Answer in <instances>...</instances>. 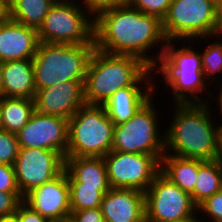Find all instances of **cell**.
Wrapping results in <instances>:
<instances>
[{"label":"cell","instance_id":"cell-1","mask_svg":"<svg viewBox=\"0 0 222 222\" xmlns=\"http://www.w3.org/2000/svg\"><path fill=\"white\" fill-rule=\"evenodd\" d=\"M166 42L162 21L127 3L103 10L94 17L95 48L113 55L138 58L153 71ZM153 47L160 49L156 56L150 54Z\"/></svg>","mask_w":222,"mask_h":222},{"label":"cell","instance_id":"cell-2","mask_svg":"<svg viewBox=\"0 0 222 222\" xmlns=\"http://www.w3.org/2000/svg\"><path fill=\"white\" fill-rule=\"evenodd\" d=\"M173 106V119L164 130L165 153L203 161L216 160L222 131L212 119L211 106L208 103H174Z\"/></svg>","mask_w":222,"mask_h":222},{"label":"cell","instance_id":"cell-3","mask_svg":"<svg viewBox=\"0 0 222 222\" xmlns=\"http://www.w3.org/2000/svg\"><path fill=\"white\" fill-rule=\"evenodd\" d=\"M152 75L154 71L138 58L95 48L86 70V104L102 105L116 91L126 87L155 86Z\"/></svg>","mask_w":222,"mask_h":222},{"label":"cell","instance_id":"cell-4","mask_svg":"<svg viewBox=\"0 0 222 222\" xmlns=\"http://www.w3.org/2000/svg\"><path fill=\"white\" fill-rule=\"evenodd\" d=\"M174 42H166L154 74L161 73V81L163 84L165 82L167 89L169 88L175 104L208 103L207 97L205 100L199 97V94L203 96L207 93L210 96L212 93L208 89L211 85L207 83L203 74L200 51L192 47L190 40L181 48L175 47L177 45ZM202 92L205 93L201 94Z\"/></svg>","mask_w":222,"mask_h":222},{"label":"cell","instance_id":"cell-5","mask_svg":"<svg viewBox=\"0 0 222 222\" xmlns=\"http://www.w3.org/2000/svg\"><path fill=\"white\" fill-rule=\"evenodd\" d=\"M95 44L40 42L33 58L36 91L60 82L85 80Z\"/></svg>","mask_w":222,"mask_h":222},{"label":"cell","instance_id":"cell-6","mask_svg":"<svg viewBox=\"0 0 222 222\" xmlns=\"http://www.w3.org/2000/svg\"><path fill=\"white\" fill-rule=\"evenodd\" d=\"M162 28L167 41L175 43L211 40L221 32L219 5L213 0H172Z\"/></svg>","mask_w":222,"mask_h":222},{"label":"cell","instance_id":"cell-7","mask_svg":"<svg viewBox=\"0 0 222 222\" xmlns=\"http://www.w3.org/2000/svg\"><path fill=\"white\" fill-rule=\"evenodd\" d=\"M113 134L104 106L85 104L69 119L65 157H104L112 150Z\"/></svg>","mask_w":222,"mask_h":222},{"label":"cell","instance_id":"cell-8","mask_svg":"<svg viewBox=\"0 0 222 222\" xmlns=\"http://www.w3.org/2000/svg\"><path fill=\"white\" fill-rule=\"evenodd\" d=\"M37 32L43 43L95 44L94 16L79 0H56Z\"/></svg>","mask_w":222,"mask_h":222},{"label":"cell","instance_id":"cell-9","mask_svg":"<svg viewBox=\"0 0 222 222\" xmlns=\"http://www.w3.org/2000/svg\"><path fill=\"white\" fill-rule=\"evenodd\" d=\"M153 99L128 121L114 125L113 151L152 155L160 162L165 154V131H160L162 119L158 120L160 114Z\"/></svg>","mask_w":222,"mask_h":222},{"label":"cell","instance_id":"cell-10","mask_svg":"<svg viewBox=\"0 0 222 222\" xmlns=\"http://www.w3.org/2000/svg\"><path fill=\"white\" fill-rule=\"evenodd\" d=\"M145 208L146 222H185L199 217L191 195L160 172L145 191Z\"/></svg>","mask_w":222,"mask_h":222},{"label":"cell","instance_id":"cell-11","mask_svg":"<svg viewBox=\"0 0 222 222\" xmlns=\"http://www.w3.org/2000/svg\"><path fill=\"white\" fill-rule=\"evenodd\" d=\"M103 159L110 188L145 192L160 172V162L152 155L111 150Z\"/></svg>","mask_w":222,"mask_h":222},{"label":"cell","instance_id":"cell-12","mask_svg":"<svg viewBox=\"0 0 222 222\" xmlns=\"http://www.w3.org/2000/svg\"><path fill=\"white\" fill-rule=\"evenodd\" d=\"M13 166L18 188L24 197L60 174L65 169V157L55 150L20 148Z\"/></svg>","mask_w":222,"mask_h":222},{"label":"cell","instance_id":"cell-13","mask_svg":"<svg viewBox=\"0 0 222 222\" xmlns=\"http://www.w3.org/2000/svg\"><path fill=\"white\" fill-rule=\"evenodd\" d=\"M69 120L34 111L17 133L20 148L55 150L66 156Z\"/></svg>","mask_w":222,"mask_h":222},{"label":"cell","instance_id":"cell-14","mask_svg":"<svg viewBox=\"0 0 222 222\" xmlns=\"http://www.w3.org/2000/svg\"><path fill=\"white\" fill-rule=\"evenodd\" d=\"M85 80L57 83L36 91L35 110L52 116L70 119L85 101Z\"/></svg>","mask_w":222,"mask_h":222},{"label":"cell","instance_id":"cell-15","mask_svg":"<svg viewBox=\"0 0 222 222\" xmlns=\"http://www.w3.org/2000/svg\"><path fill=\"white\" fill-rule=\"evenodd\" d=\"M23 201L49 221L70 215L72 211L66 169L32 189L24 196Z\"/></svg>","mask_w":222,"mask_h":222},{"label":"cell","instance_id":"cell-16","mask_svg":"<svg viewBox=\"0 0 222 222\" xmlns=\"http://www.w3.org/2000/svg\"><path fill=\"white\" fill-rule=\"evenodd\" d=\"M105 222H146L145 192L111 188L100 206Z\"/></svg>","mask_w":222,"mask_h":222},{"label":"cell","instance_id":"cell-17","mask_svg":"<svg viewBox=\"0 0 222 222\" xmlns=\"http://www.w3.org/2000/svg\"><path fill=\"white\" fill-rule=\"evenodd\" d=\"M39 43L36 29L9 17L0 29V62L33 59Z\"/></svg>","mask_w":222,"mask_h":222},{"label":"cell","instance_id":"cell-18","mask_svg":"<svg viewBox=\"0 0 222 222\" xmlns=\"http://www.w3.org/2000/svg\"><path fill=\"white\" fill-rule=\"evenodd\" d=\"M155 87H126L116 91L102 104L107 116L114 125L128 121L152 96H155Z\"/></svg>","mask_w":222,"mask_h":222},{"label":"cell","instance_id":"cell-19","mask_svg":"<svg viewBox=\"0 0 222 222\" xmlns=\"http://www.w3.org/2000/svg\"><path fill=\"white\" fill-rule=\"evenodd\" d=\"M2 96L32 98L36 94L33 59L1 63Z\"/></svg>","mask_w":222,"mask_h":222},{"label":"cell","instance_id":"cell-20","mask_svg":"<svg viewBox=\"0 0 222 222\" xmlns=\"http://www.w3.org/2000/svg\"><path fill=\"white\" fill-rule=\"evenodd\" d=\"M65 169L82 186L110 190L106 165L103 157H65Z\"/></svg>","mask_w":222,"mask_h":222},{"label":"cell","instance_id":"cell-21","mask_svg":"<svg viewBox=\"0 0 222 222\" xmlns=\"http://www.w3.org/2000/svg\"><path fill=\"white\" fill-rule=\"evenodd\" d=\"M160 173L191 195L198 177V159L165 153L160 160Z\"/></svg>","mask_w":222,"mask_h":222},{"label":"cell","instance_id":"cell-22","mask_svg":"<svg viewBox=\"0 0 222 222\" xmlns=\"http://www.w3.org/2000/svg\"><path fill=\"white\" fill-rule=\"evenodd\" d=\"M35 111L32 98L1 97L0 128L17 134L28 122Z\"/></svg>","mask_w":222,"mask_h":222},{"label":"cell","instance_id":"cell-23","mask_svg":"<svg viewBox=\"0 0 222 222\" xmlns=\"http://www.w3.org/2000/svg\"><path fill=\"white\" fill-rule=\"evenodd\" d=\"M197 176L191 198L198 207L207 198L222 189V169L216 160L203 161L198 159Z\"/></svg>","mask_w":222,"mask_h":222},{"label":"cell","instance_id":"cell-24","mask_svg":"<svg viewBox=\"0 0 222 222\" xmlns=\"http://www.w3.org/2000/svg\"><path fill=\"white\" fill-rule=\"evenodd\" d=\"M56 0H8L9 17L36 30Z\"/></svg>","mask_w":222,"mask_h":222},{"label":"cell","instance_id":"cell-25","mask_svg":"<svg viewBox=\"0 0 222 222\" xmlns=\"http://www.w3.org/2000/svg\"><path fill=\"white\" fill-rule=\"evenodd\" d=\"M71 211L100 208L103 196L109 190H97V187L82 186L67 170Z\"/></svg>","mask_w":222,"mask_h":222},{"label":"cell","instance_id":"cell-26","mask_svg":"<svg viewBox=\"0 0 222 222\" xmlns=\"http://www.w3.org/2000/svg\"><path fill=\"white\" fill-rule=\"evenodd\" d=\"M217 37L218 39H216ZM214 38L215 42L210 41V44L202 52L200 51L203 74L207 81L209 79L208 83L211 82L210 85L215 81L217 83L220 79L217 80L215 76L222 73V37L219 33Z\"/></svg>","mask_w":222,"mask_h":222},{"label":"cell","instance_id":"cell-27","mask_svg":"<svg viewBox=\"0 0 222 222\" xmlns=\"http://www.w3.org/2000/svg\"><path fill=\"white\" fill-rule=\"evenodd\" d=\"M19 149L17 134L0 128V163L14 165Z\"/></svg>","mask_w":222,"mask_h":222},{"label":"cell","instance_id":"cell-28","mask_svg":"<svg viewBox=\"0 0 222 222\" xmlns=\"http://www.w3.org/2000/svg\"><path fill=\"white\" fill-rule=\"evenodd\" d=\"M172 0H126V3L144 14L158 17L161 21L166 17Z\"/></svg>","mask_w":222,"mask_h":222},{"label":"cell","instance_id":"cell-29","mask_svg":"<svg viewBox=\"0 0 222 222\" xmlns=\"http://www.w3.org/2000/svg\"><path fill=\"white\" fill-rule=\"evenodd\" d=\"M197 213L206 214L207 221L210 222H222V189L214 193L212 196L207 198L203 203L197 207ZM200 211V212H199ZM210 219V220H209ZM203 218V222H207ZM212 220V221H211Z\"/></svg>","mask_w":222,"mask_h":222},{"label":"cell","instance_id":"cell-30","mask_svg":"<svg viewBox=\"0 0 222 222\" xmlns=\"http://www.w3.org/2000/svg\"><path fill=\"white\" fill-rule=\"evenodd\" d=\"M21 192L0 191V216L14 213L23 201Z\"/></svg>","mask_w":222,"mask_h":222},{"label":"cell","instance_id":"cell-31","mask_svg":"<svg viewBox=\"0 0 222 222\" xmlns=\"http://www.w3.org/2000/svg\"><path fill=\"white\" fill-rule=\"evenodd\" d=\"M0 191L20 192L13 165L0 163Z\"/></svg>","mask_w":222,"mask_h":222},{"label":"cell","instance_id":"cell-32","mask_svg":"<svg viewBox=\"0 0 222 222\" xmlns=\"http://www.w3.org/2000/svg\"><path fill=\"white\" fill-rule=\"evenodd\" d=\"M80 2H83L84 4L81 3V5L95 17L103 10L125 4L126 0H82Z\"/></svg>","mask_w":222,"mask_h":222},{"label":"cell","instance_id":"cell-33","mask_svg":"<svg viewBox=\"0 0 222 222\" xmlns=\"http://www.w3.org/2000/svg\"><path fill=\"white\" fill-rule=\"evenodd\" d=\"M18 222H50L47 218L43 217L24 201L18 206Z\"/></svg>","mask_w":222,"mask_h":222},{"label":"cell","instance_id":"cell-34","mask_svg":"<svg viewBox=\"0 0 222 222\" xmlns=\"http://www.w3.org/2000/svg\"><path fill=\"white\" fill-rule=\"evenodd\" d=\"M76 222H105L100 208L83 209L71 212Z\"/></svg>","mask_w":222,"mask_h":222},{"label":"cell","instance_id":"cell-35","mask_svg":"<svg viewBox=\"0 0 222 222\" xmlns=\"http://www.w3.org/2000/svg\"><path fill=\"white\" fill-rule=\"evenodd\" d=\"M220 87V91H215L216 93L217 92H219L218 93V97H215V99H213L214 97H213V94L211 93V95H210V98L212 99L211 100V102L213 101V100H215L214 102H212V104H214L215 102H218L216 105H217V107H218V105H219V107H218V110L220 111V113L219 114H221L222 115V84H221V86H219ZM222 123V122H221ZM220 123V125L218 124V127L220 128V130L222 131V124Z\"/></svg>","mask_w":222,"mask_h":222},{"label":"cell","instance_id":"cell-36","mask_svg":"<svg viewBox=\"0 0 222 222\" xmlns=\"http://www.w3.org/2000/svg\"><path fill=\"white\" fill-rule=\"evenodd\" d=\"M0 222H18V208L14 213L0 216Z\"/></svg>","mask_w":222,"mask_h":222},{"label":"cell","instance_id":"cell-37","mask_svg":"<svg viewBox=\"0 0 222 222\" xmlns=\"http://www.w3.org/2000/svg\"><path fill=\"white\" fill-rule=\"evenodd\" d=\"M0 17H9L8 0H0Z\"/></svg>","mask_w":222,"mask_h":222},{"label":"cell","instance_id":"cell-38","mask_svg":"<svg viewBox=\"0 0 222 222\" xmlns=\"http://www.w3.org/2000/svg\"><path fill=\"white\" fill-rule=\"evenodd\" d=\"M216 161L218 162V164L222 169V132L218 140V152H217Z\"/></svg>","mask_w":222,"mask_h":222},{"label":"cell","instance_id":"cell-39","mask_svg":"<svg viewBox=\"0 0 222 222\" xmlns=\"http://www.w3.org/2000/svg\"><path fill=\"white\" fill-rule=\"evenodd\" d=\"M50 222H76L75 218L70 214L65 217H61Z\"/></svg>","mask_w":222,"mask_h":222},{"label":"cell","instance_id":"cell-40","mask_svg":"<svg viewBox=\"0 0 222 222\" xmlns=\"http://www.w3.org/2000/svg\"><path fill=\"white\" fill-rule=\"evenodd\" d=\"M219 23L222 31V3L219 5Z\"/></svg>","mask_w":222,"mask_h":222},{"label":"cell","instance_id":"cell-41","mask_svg":"<svg viewBox=\"0 0 222 222\" xmlns=\"http://www.w3.org/2000/svg\"><path fill=\"white\" fill-rule=\"evenodd\" d=\"M2 97V68L0 62V98Z\"/></svg>","mask_w":222,"mask_h":222},{"label":"cell","instance_id":"cell-42","mask_svg":"<svg viewBox=\"0 0 222 222\" xmlns=\"http://www.w3.org/2000/svg\"><path fill=\"white\" fill-rule=\"evenodd\" d=\"M9 17H0V29L2 28V25Z\"/></svg>","mask_w":222,"mask_h":222},{"label":"cell","instance_id":"cell-43","mask_svg":"<svg viewBox=\"0 0 222 222\" xmlns=\"http://www.w3.org/2000/svg\"><path fill=\"white\" fill-rule=\"evenodd\" d=\"M185 222H203V221H201V218L198 219V217H196V218L193 219V220L185 221Z\"/></svg>","mask_w":222,"mask_h":222},{"label":"cell","instance_id":"cell-44","mask_svg":"<svg viewBox=\"0 0 222 222\" xmlns=\"http://www.w3.org/2000/svg\"><path fill=\"white\" fill-rule=\"evenodd\" d=\"M216 4L220 5L222 3V0H213Z\"/></svg>","mask_w":222,"mask_h":222}]
</instances>
